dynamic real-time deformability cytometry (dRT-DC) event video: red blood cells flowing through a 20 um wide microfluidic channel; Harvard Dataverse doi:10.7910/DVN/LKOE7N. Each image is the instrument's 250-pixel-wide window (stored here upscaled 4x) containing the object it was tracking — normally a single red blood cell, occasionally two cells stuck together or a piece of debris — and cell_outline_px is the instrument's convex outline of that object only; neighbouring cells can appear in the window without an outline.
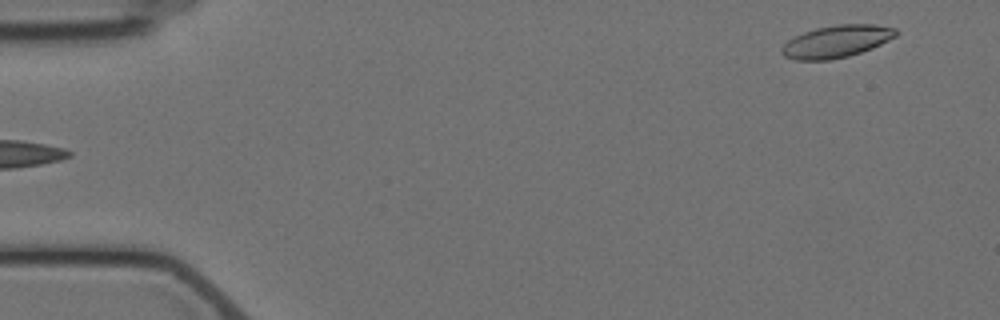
{"species": "Egyptian fruit bat (a non-hibernating species)", "species_latin": "Rousettus aegyptiacus", "temperature_condition": "cold", "stored_images_in_passage": 5, "segment_of_instrument_passage": [2, 2], "camera_frame_rate_fps": 3000, "um_per_image_px": 0.085, "animal": {"sex": "female"}, "frame": {"image": 1, "passage_image": 5, "time_ms": 4.667, "image_size_px": [1000, 320], "cell_outline_px": [[900, 32], [896, 36], [872, 48], [848, 56], [828, 60], [796, 60], [784, 56], [780, 52], [784, 44], [788, 40], [804, 32], [816, 28], [840, 24], [876, 24], [896, 28]], "centroid_in_image_um": [71.13, 3.51], "position_along_channel_um": 13.9, "area_um2": 21.39}}